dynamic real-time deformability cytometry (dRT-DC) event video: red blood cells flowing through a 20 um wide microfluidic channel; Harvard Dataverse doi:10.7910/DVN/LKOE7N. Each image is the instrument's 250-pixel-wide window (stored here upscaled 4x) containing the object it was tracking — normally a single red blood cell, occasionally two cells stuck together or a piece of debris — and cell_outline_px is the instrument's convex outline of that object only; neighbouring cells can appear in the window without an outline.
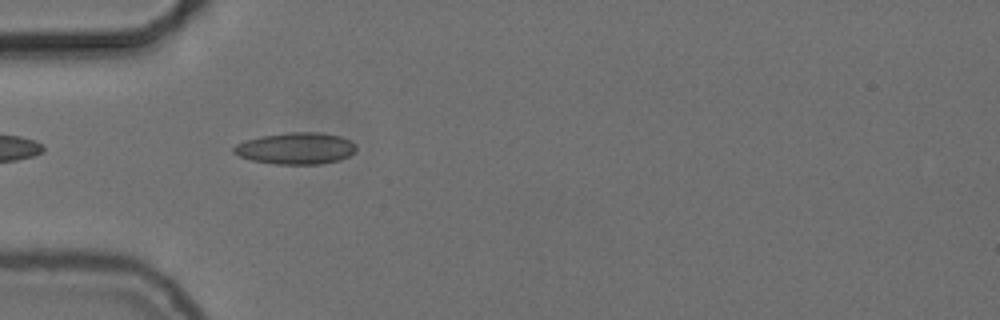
{"species": "common noctule bat (a hibernating species)", "species_latin": "Nyctalus noctula", "temperature_condition": "cold", "stored_images_in_passage": 40, "camera_frame_rate_fps": 3000, "um_per_image_px": 0.085, "animal": {"sex": "female", "body_mass_g": 24.6, "forearm_length_mm": 56.2}, "frame": {"image": 1, "passage_image": 2, "time_ms": 0.333, "image_size_px": [1000, 320], "cell_outline_px": [[356, 152], [340, 160], [320, 164], [276, 164], [252, 160], [240, 156], [232, 152], [232, 148], [236, 144], [260, 136], [288, 132], [320, 132], [340, 136], [352, 140], [356, 144]], "centroid_in_image_um": [25.19, 12.61], "position_along_channel_um": 59.8, "area_um2": 22.72}}
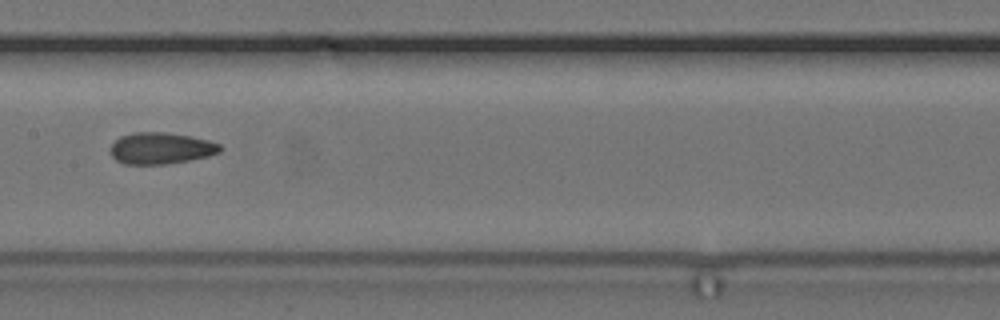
{"frame": {"image": 2, "passage_image": 13, "time_ms": 4.0, "image_size_px": [1000, 320], "cell_outline_px": [[224, 148], [220, 152], [208, 156], [188, 160], [164, 164], [124, 164], [116, 160], [112, 156], [108, 148], [120, 136], [132, 132], [164, 132], [192, 136], [208, 140], [220, 144]], "centroid_in_image_um": [13.66, 12.59], "position_along_channel_um": 193.7, "area_um2": 20.29}}
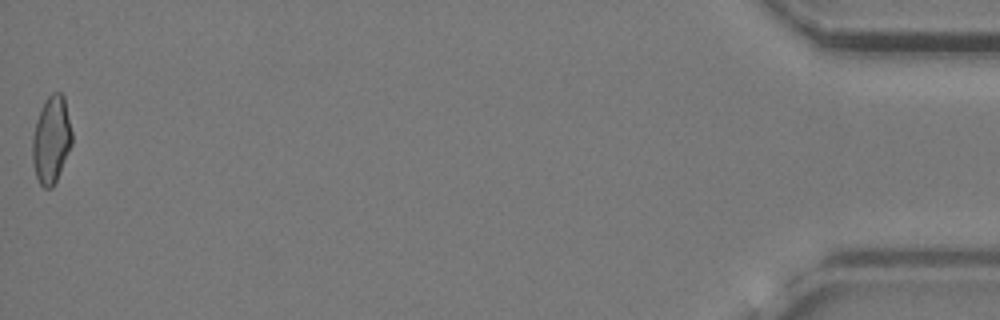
{"frame": {"image": 3, "passage_image": 40, "time_ms": 13.0, "image_size_px": [1000, 320], "cell_outline_px": [[72, 144], [56, 180], [52, 188], [44, 188], [40, 184], [36, 176], [32, 160], [32, 136], [36, 120], [40, 108], [44, 100], [52, 92], [60, 92], [64, 96], [72, 132]], "centroid_in_image_um": [4.35, 11.85], "position_along_channel_um": 430.9, "area_um2": 20.17}, "authors_computed_cell_mechanics": {"area_um2": 19.8254, "velocity_mm_per_s": 3.731, "shape_relaxation_time_tau1_ms": null, "shape_relaxation_time_tau2_ms": 2.7936, "deformation_change_tau1": null, "deformation_change_tau2": 0.0946}}